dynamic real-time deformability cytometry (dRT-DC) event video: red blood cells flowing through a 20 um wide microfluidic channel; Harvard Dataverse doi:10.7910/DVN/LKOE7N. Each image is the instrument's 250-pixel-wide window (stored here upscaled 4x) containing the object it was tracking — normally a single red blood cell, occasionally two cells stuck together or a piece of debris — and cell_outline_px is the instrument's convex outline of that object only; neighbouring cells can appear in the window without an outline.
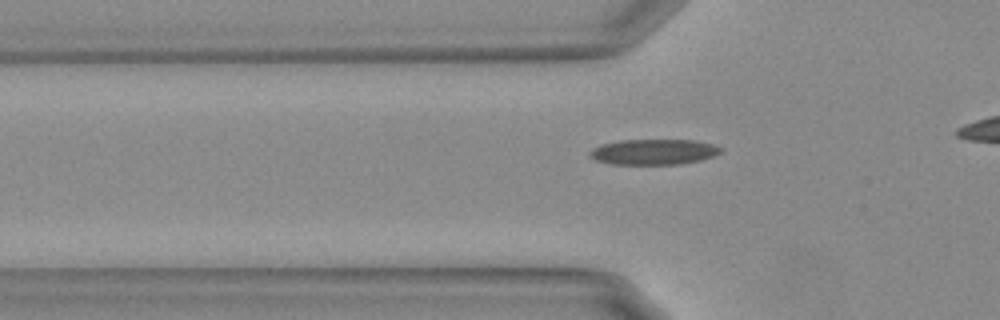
{"species": "Egyptian fruit bat (a non-hibernating species)", "species_latin": "Rousettus aegyptiacus", "temperature_condition": "warm", "stored_images_in_passage": 30, "camera_frame_rate_fps": 3000, "um_per_image_px": 0.085, "animal": {"sex": "female"}, "frame": {"image": 1, "passage_image": 3, "time_ms": 0.667, "image_size_px": [1000, 320], "cell_outline_px": [[724, 148], [720, 152], [712, 156], [700, 160], [680, 164], [612, 164], [596, 160], [588, 156], [588, 152], [592, 148], [600, 144], [620, 140], [696, 140], [712, 144]], "centroid_in_image_um": [55.53, 12.9], "position_along_channel_um": 70.3, "area_um2": 19.54}}
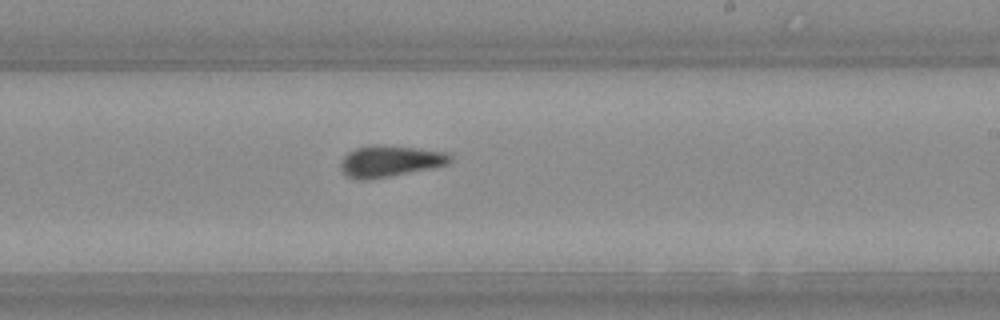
{"frame": {"image": 2, "passage_image": 18, "time_ms": 5.667, "image_size_px": [1000, 320], "cell_outline_px": [[452, 160], [448, 164], [388, 176], [360, 180], [348, 176], [340, 168], [340, 164], [344, 156], [348, 152], [356, 148], [368, 144], [372, 144], [416, 148], [444, 152], [452, 156]], "centroid_in_image_um": [33.11, 13.67], "position_along_channel_um": 255.9, "area_um2": 19.54}}
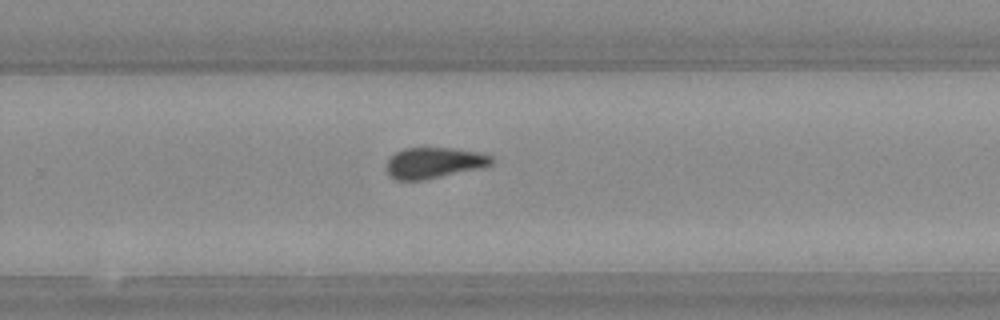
{"frame": {"image": 3, "passage_image": 21, "time_ms": 6.667, "image_size_px": [1000, 320], "cell_outline_px": [[496, 160], [492, 164], [480, 168], [420, 180], [396, 180], [388, 172], [388, 160], [396, 152], [404, 148], [452, 148], [476, 152], [492, 156]], "centroid_in_image_um": [36.92, 13.83], "position_along_channel_um": 292.9, "area_um2": 18.5}}